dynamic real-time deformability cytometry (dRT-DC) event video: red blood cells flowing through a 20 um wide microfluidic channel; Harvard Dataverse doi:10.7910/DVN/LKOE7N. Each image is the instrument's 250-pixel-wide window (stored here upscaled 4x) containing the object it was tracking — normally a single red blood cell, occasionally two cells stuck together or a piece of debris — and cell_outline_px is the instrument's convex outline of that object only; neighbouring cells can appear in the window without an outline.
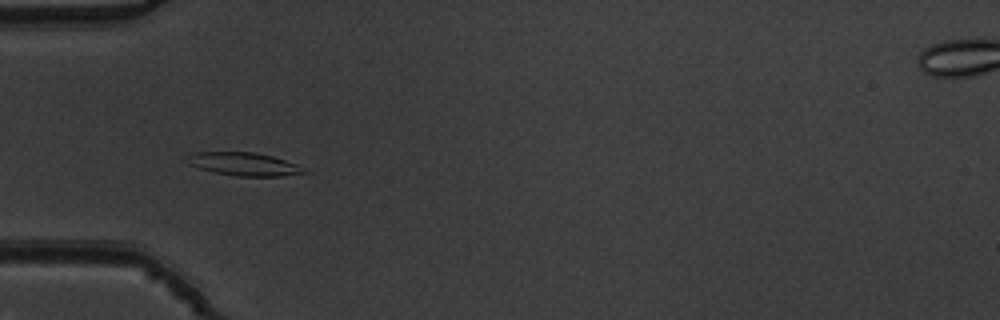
{"species": "common noctule bat (a hibernating species)", "species_latin": "Nyctalus noctula", "temperature_condition": "warm", "stored_images_in_passage": 53, "camera_frame_rate_fps": 3000, "um_per_image_px": 0.085, "animal": {"sex": "male", "body_mass_g": 19.5, "forearm_length_mm": 54.6}, "frame": {"image": 1, "passage_image": 17, "time_ms": 5.333, "image_size_px": [1000, 320], "cell_outline_px": [[308, 172], [280, 176], [236, 176], [212, 172], [188, 164], [180, 160], [184, 156], [192, 152], [252, 152], [272, 156], [296, 164]], "centroid_in_image_um": [20.58, 13.94], "position_along_channel_um": 64.4, "area_um2": 15.9}}
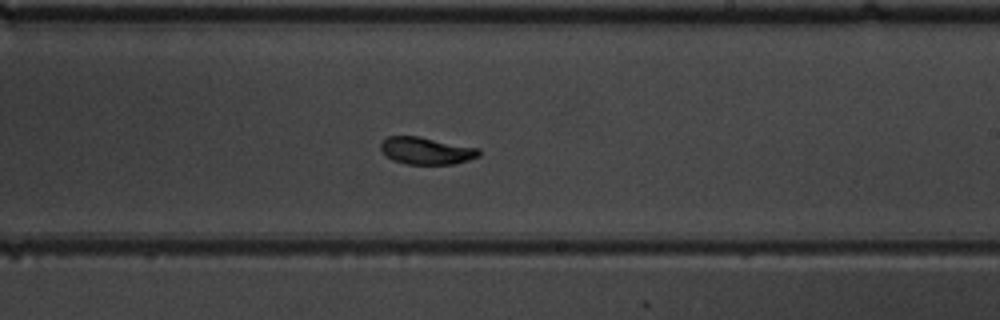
{"frame": {"image": 2, "passage_image": 32, "time_ms": 10.333, "image_size_px": [1000, 320], "cell_outline_px": [[480, 156], [456, 164], [408, 164], [392, 160], [380, 148], [380, 144], [388, 136], [420, 136], [480, 148]], "centroid_in_image_um": [36.28, 12.81], "position_along_channel_um": 252.7, "area_um2": 15.61}}
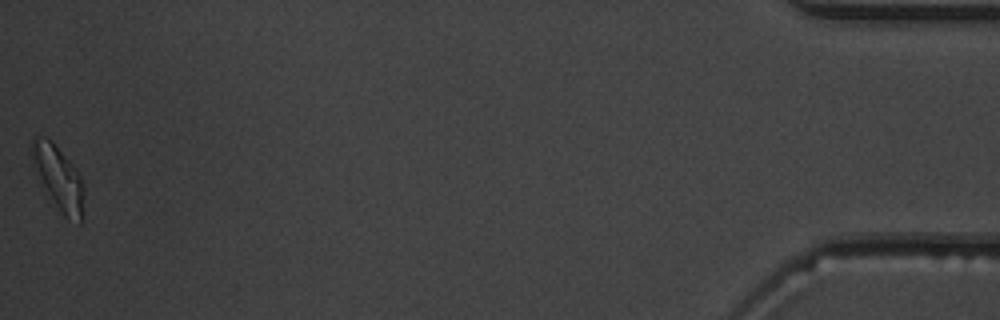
{"frame": {"image": 3, "passage_image": 53, "time_ms": 17.333, "image_size_px": [1000, 320], "cell_outline_px": [[84, 192], [80, 224], [64, 216], [60, 212], [44, 184], [40, 176], [32, 156], [32, 136], [44, 136], [52, 140], [76, 168], [84, 184]], "centroid_in_image_um": [5.02, 15.08], "position_along_channel_um": 430.2, "area_um2": 18.67}, "authors_computed_cell_mechanics": {"area_um2": 16.3574, "velocity_mm_per_s": 3.8148, "shape_relaxation_time_tau1_ms": 3.3062, "shape_relaxation_time_tau2_ms": 1.4084, "deformation_change_tau1": 0.1695, "deformation_change_tau2": 0.0657}}